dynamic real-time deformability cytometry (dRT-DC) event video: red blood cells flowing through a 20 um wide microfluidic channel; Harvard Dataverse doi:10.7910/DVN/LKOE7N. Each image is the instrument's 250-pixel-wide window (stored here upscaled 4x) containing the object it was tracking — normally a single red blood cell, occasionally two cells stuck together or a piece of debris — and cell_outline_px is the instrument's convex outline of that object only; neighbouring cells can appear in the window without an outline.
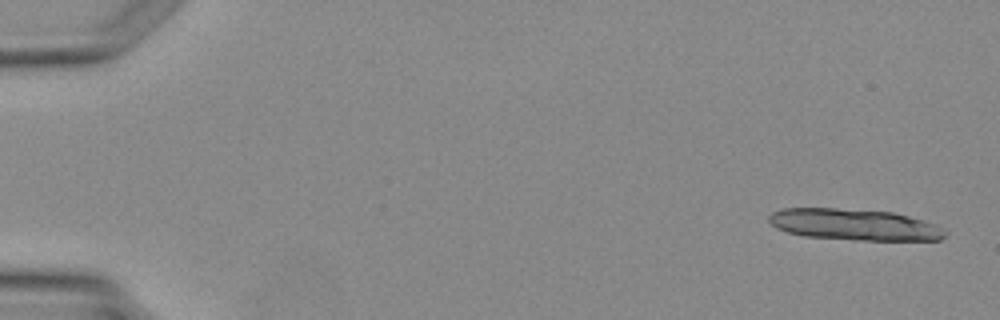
{"species": "Egyptian fruit bat (a non-hibernating species)", "species_latin": "Rousettus aegyptiacus", "temperature_condition": "warm", "stored_images_in_passage": 4, "segment_of_instrument_passage": [2, 2], "camera_frame_rate_fps": 3000, "um_per_image_px": 0.085, "animal": {"sex": "female"}, "frame": {"image": 1, "passage_image": 4, "time_ms": 4.0, "image_size_px": [1000, 320], "cell_outline_px": [[948, 232], [940, 240], [852, 240], [804, 236], [788, 232], [776, 228], [768, 220], [768, 216], [772, 212], [784, 208], [836, 208], [892, 212], [924, 220], [936, 224]], "centroid_in_image_um": [72.62, 19.09], "position_along_channel_um": 12.4, "area_um2": 32.25}}